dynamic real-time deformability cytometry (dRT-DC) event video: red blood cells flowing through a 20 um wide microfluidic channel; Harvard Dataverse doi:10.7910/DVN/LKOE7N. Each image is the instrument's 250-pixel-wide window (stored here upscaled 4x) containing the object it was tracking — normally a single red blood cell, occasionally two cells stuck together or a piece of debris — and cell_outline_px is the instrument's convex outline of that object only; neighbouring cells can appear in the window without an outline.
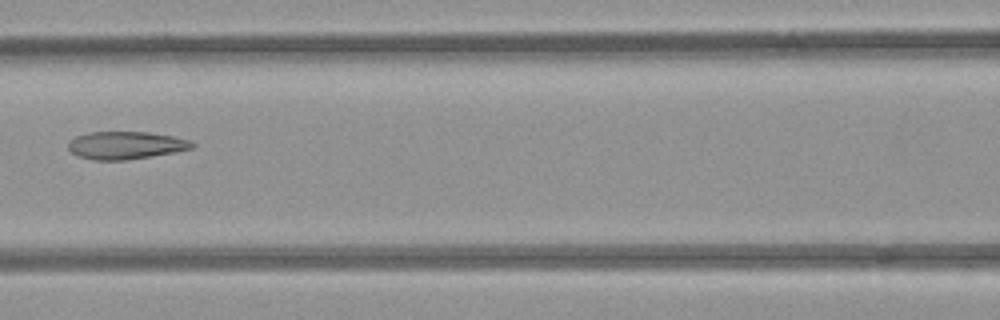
{"species": "common noctule bat (a hibernating species)", "species_latin": "Nyctalus noctula", "temperature_condition": "room temperature", "stored_images_in_passage": 5, "camera_frame_rate_fps": 3000, "um_per_image_px": 0.085, "animal": {"sex": "female", "body_mass_g": 21.9}, "frame": {"image": 1, "passage_image": 5, "time_ms": 4.667, "image_size_px": [1000, 320], "cell_outline_px": [[196, 144], [192, 148], [172, 152], [124, 160], [92, 160], [76, 156], [68, 148], [68, 144], [76, 136], [92, 132], [148, 132], [176, 136], [192, 140]], "centroid_in_image_um": [10.7, 12.34], "position_along_channel_um": 155.9, "area_um2": 19.88}}